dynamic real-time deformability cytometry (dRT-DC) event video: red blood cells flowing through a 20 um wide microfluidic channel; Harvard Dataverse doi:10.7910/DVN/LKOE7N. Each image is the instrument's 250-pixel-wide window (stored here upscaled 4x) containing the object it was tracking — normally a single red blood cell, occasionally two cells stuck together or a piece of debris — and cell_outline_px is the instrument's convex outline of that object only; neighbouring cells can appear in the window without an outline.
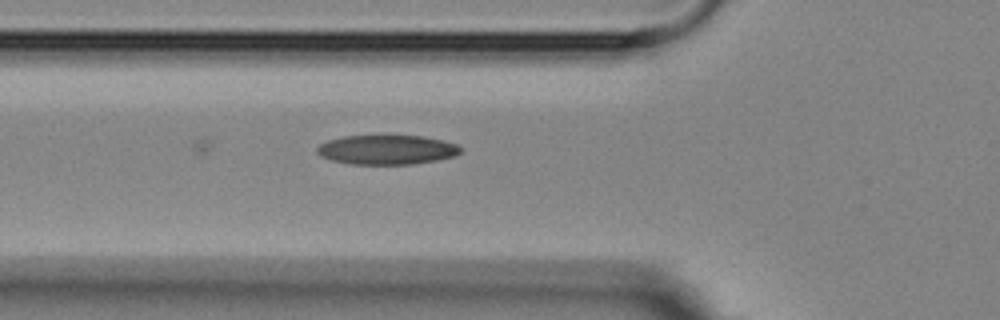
{"species": "Egyptian fruit bat (a non-hibernating species)", "species_latin": "Rousettus aegyptiacus", "temperature_condition": "room temperature", "stored_images_in_passage": 2, "camera_frame_rate_fps": 3000, "um_per_image_px": 0.085, "animal": {"sex": "female"}, "frame": {"image": 1, "passage_image": 2, "time_ms": 1.333, "image_size_px": [1000, 320], "cell_outline_px": [[460, 152], [456, 156], [436, 160], [412, 164], [352, 164], [332, 160], [320, 156], [316, 152], [316, 148], [320, 144], [328, 140], [344, 136], [424, 136], [444, 140], [456, 144], [460, 148]], "centroid_in_image_um": [32.88, 12.73], "position_along_channel_um": 92.9, "area_um2": 24.57}}